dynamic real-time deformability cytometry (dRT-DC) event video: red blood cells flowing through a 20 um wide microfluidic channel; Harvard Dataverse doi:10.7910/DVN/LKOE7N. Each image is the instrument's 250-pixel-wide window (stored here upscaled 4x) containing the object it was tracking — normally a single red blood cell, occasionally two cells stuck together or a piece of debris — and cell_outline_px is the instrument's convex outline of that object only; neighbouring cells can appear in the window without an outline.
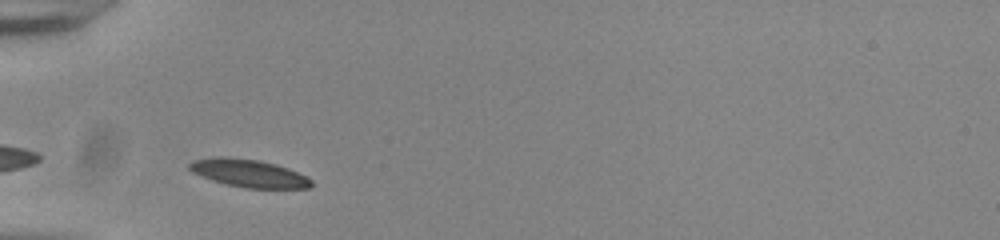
{"species": "common noctule bat (a hibernating species)", "species_latin": "Nyctalus noctula", "temperature_condition": "room temperature", "stored_images_in_passage": 30, "camera_frame_rate_fps": 3000, "um_per_image_px": 0.085, "animal": {"sex": "male", "body_mass_g": 20.0, "forearm_length_mm": 53.3}, "frame": {"image": 1, "passage_image": 3, "time_ms": 0.667, "image_size_px": [1000, 240], "cell_outline_px": [[312, 184], [308, 188], [244, 188], [212, 180], [192, 172], [188, 168], [188, 164], [192, 160], [216, 156], [228, 156], [260, 160], [276, 164], [288, 168], [312, 180]], "centroid_in_image_um": [21.1, 14.7], "position_along_channel_um": 63.9, "area_um2": 19.77}}
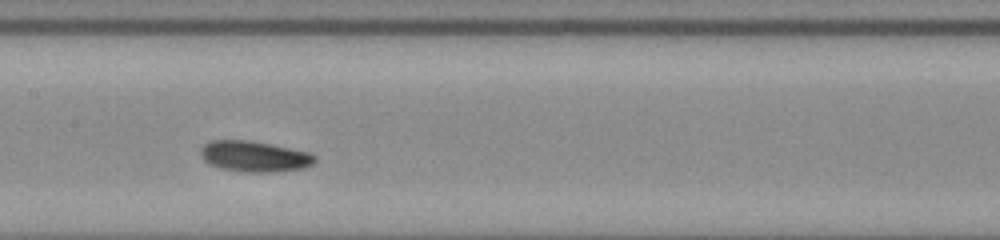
{"frame": {"image": 2, "passage_image": 13, "time_ms": 4.0, "image_size_px": [1000, 240], "cell_outline_px": [[316, 160], [312, 164], [304, 168], [272, 172], [248, 172], [220, 168], [204, 160], [200, 156], [200, 148], [204, 144], [212, 140], [248, 140], [272, 144], [308, 152], [316, 156]], "centroid_in_image_um": [21.62, 13.28], "position_along_channel_um": 185.8, "area_um2": 20.46}}
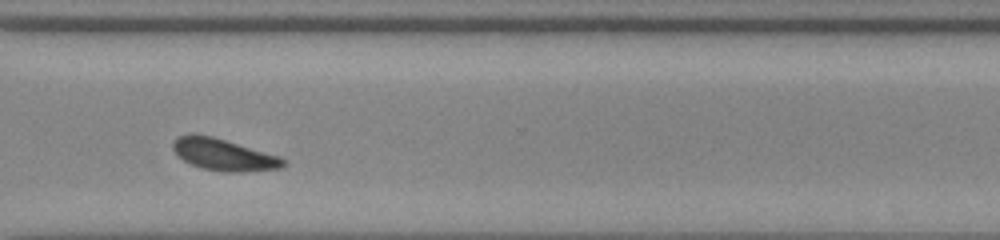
{"frame": {"image": 3, "passage_image": 26, "time_ms": 8.333, "image_size_px": [1000, 240], "cell_outline_px": [[284, 164], [280, 168], [240, 172], [224, 172], [204, 168], [192, 164], [176, 156], [172, 148], [172, 144], [180, 136], [192, 132], [212, 136], [280, 156], [284, 160]], "centroid_in_image_um": [18.97, 13.13], "position_along_channel_um": 351.6, "area_um2": 20.29}, "authors_computed_cell_mechanics": {"area_um2": 20.1144, "velocity_mm_per_s": 3.8272, "shape_relaxation_time_tau1_ms": 1.883, "shape_relaxation_time_tau2_ms": 3.3741, "deformation_change_tau1": 0.0661, "deformation_change_tau2": 0.0896}}